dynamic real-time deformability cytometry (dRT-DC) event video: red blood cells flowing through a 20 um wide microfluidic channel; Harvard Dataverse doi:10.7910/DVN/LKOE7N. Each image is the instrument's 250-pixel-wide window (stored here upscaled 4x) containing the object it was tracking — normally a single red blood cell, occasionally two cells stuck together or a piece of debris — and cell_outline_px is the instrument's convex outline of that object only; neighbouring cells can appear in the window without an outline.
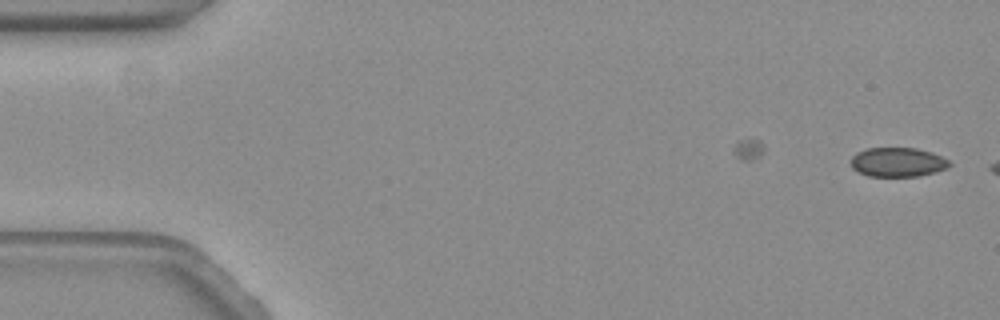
{"species": "common noctule bat (a hibernating species)", "species_latin": "Nyctalus noctula", "temperature_condition": "warm", "stored_images_in_passage": 8, "camera_frame_rate_fps": 3000, "um_per_image_px": 0.085, "animal": {"sex": "female", "body_mass_g": 19.3, "forearm_length_mm": 54.1}, "frame": {"image": 1, "passage_image": 1, "time_ms": 0.0, "image_size_px": [1000, 320], "cell_outline_px": [[952, 164], [948, 168], [936, 172], [920, 176], [868, 176], [852, 168], [852, 156], [856, 152], [868, 148], [916, 148], [932, 152], [948, 160]], "centroid_in_image_um": [76.33, 13.78], "position_along_channel_um": 8.7, "area_um2": 16.82}}